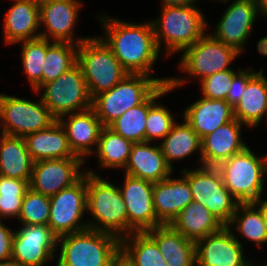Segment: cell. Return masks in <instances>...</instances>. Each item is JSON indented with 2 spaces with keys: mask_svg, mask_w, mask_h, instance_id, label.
<instances>
[{
  "mask_svg": "<svg viewBox=\"0 0 267 266\" xmlns=\"http://www.w3.org/2000/svg\"><path fill=\"white\" fill-rule=\"evenodd\" d=\"M103 33L99 36L112 49L122 67L129 74H145L156 78L161 84L169 83L170 75L159 77L157 62L163 57L159 51L151 20L129 21L108 15L106 10L96 15ZM155 73V74H154ZM155 75V76H154Z\"/></svg>",
  "mask_w": 267,
  "mask_h": 266,
  "instance_id": "obj_1",
  "label": "cell"
},
{
  "mask_svg": "<svg viewBox=\"0 0 267 266\" xmlns=\"http://www.w3.org/2000/svg\"><path fill=\"white\" fill-rule=\"evenodd\" d=\"M199 6H160V14L151 19L157 47L165 59L180 54L208 32L210 23Z\"/></svg>",
  "mask_w": 267,
  "mask_h": 266,
  "instance_id": "obj_2",
  "label": "cell"
},
{
  "mask_svg": "<svg viewBox=\"0 0 267 266\" xmlns=\"http://www.w3.org/2000/svg\"><path fill=\"white\" fill-rule=\"evenodd\" d=\"M87 168V225L91 230L107 232L119 239L129 235L128 212L118 184ZM103 176V177H102Z\"/></svg>",
  "mask_w": 267,
  "mask_h": 266,
  "instance_id": "obj_3",
  "label": "cell"
},
{
  "mask_svg": "<svg viewBox=\"0 0 267 266\" xmlns=\"http://www.w3.org/2000/svg\"><path fill=\"white\" fill-rule=\"evenodd\" d=\"M242 55L236 48L220 42L207 32L180 53L176 66L180 71L178 73L184 74L170 76V89L175 92L194 80L199 82L217 72L235 69L232 65L237 58L243 57Z\"/></svg>",
  "mask_w": 267,
  "mask_h": 266,
  "instance_id": "obj_4",
  "label": "cell"
},
{
  "mask_svg": "<svg viewBox=\"0 0 267 266\" xmlns=\"http://www.w3.org/2000/svg\"><path fill=\"white\" fill-rule=\"evenodd\" d=\"M120 255V239L87 229L58 237L53 266H111Z\"/></svg>",
  "mask_w": 267,
  "mask_h": 266,
  "instance_id": "obj_5",
  "label": "cell"
},
{
  "mask_svg": "<svg viewBox=\"0 0 267 266\" xmlns=\"http://www.w3.org/2000/svg\"><path fill=\"white\" fill-rule=\"evenodd\" d=\"M260 154L249 145L217 166L224 185L239 203H254L266 196V161Z\"/></svg>",
  "mask_w": 267,
  "mask_h": 266,
  "instance_id": "obj_6",
  "label": "cell"
},
{
  "mask_svg": "<svg viewBox=\"0 0 267 266\" xmlns=\"http://www.w3.org/2000/svg\"><path fill=\"white\" fill-rule=\"evenodd\" d=\"M78 64L82 68L92 99L110 90L129 74L112 49L96 34L79 44Z\"/></svg>",
  "mask_w": 267,
  "mask_h": 266,
  "instance_id": "obj_7",
  "label": "cell"
},
{
  "mask_svg": "<svg viewBox=\"0 0 267 266\" xmlns=\"http://www.w3.org/2000/svg\"><path fill=\"white\" fill-rule=\"evenodd\" d=\"M160 85L152 76L127 74L110 90L95 96L92 108L102 125L108 127L128 109L142 104Z\"/></svg>",
  "mask_w": 267,
  "mask_h": 266,
  "instance_id": "obj_8",
  "label": "cell"
},
{
  "mask_svg": "<svg viewBox=\"0 0 267 266\" xmlns=\"http://www.w3.org/2000/svg\"><path fill=\"white\" fill-rule=\"evenodd\" d=\"M189 182L193 201L204 205L224 226L234 215L239 202L224 185L221 172L214 166H185L178 172Z\"/></svg>",
  "mask_w": 267,
  "mask_h": 266,
  "instance_id": "obj_9",
  "label": "cell"
},
{
  "mask_svg": "<svg viewBox=\"0 0 267 266\" xmlns=\"http://www.w3.org/2000/svg\"><path fill=\"white\" fill-rule=\"evenodd\" d=\"M32 94L37 100L0 93V133L25 137L44 130L57 121L42 102L38 92L33 90Z\"/></svg>",
  "mask_w": 267,
  "mask_h": 266,
  "instance_id": "obj_10",
  "label": "cell"
},
{
  "mask_svg": "<svg viewBox=\"0 0 267 266\" xmlns=\"http://www.w3.org/2000/svg\"><path fill=\"white\" fill-rule=\"evenodd\" d=\"M37 92L57 120L92 107V98L78 63L57 79L43 84Z\"/></svg>",
  "mask_w": 267,
  "mask_h": 266,
  "instance_id": "obj_11",
  "label": "cell"
},
{
  "mask_svg": "<svg viewBox=\"0 0 267 266\" xmlns=\"http://www.w3.org/2000/svg\"><path fill=\"white\" fill-rule=\"evenodd\" d=\"M87 171L72 186L50 196L48 226L57 236L89 229L87 225Z\"/></svg>",
  "mask_w": 267,
  "mask_h": 266,
  "instance_id": "obj_12",
  "label": "cell"
},
{
  "mask_svg": "<svg viewBox=\"0 0 267 266\" xmlns=\"http://www.w3.org/2000/svg\"><path fill=\"white\" fill-rule=\"evenodd\" d=\"M221 4L228 5L214 27L208 26V31L215 39L246 55V44L251 41L260 18L257 0H225Z\"/></svg>",
  "mask_w": 267,
  "mask_h": 266,
  "instance_id": "obj_13",
  "label": "cell"
},
{
  "mask_svg": "<svg viewBox=\"0 0 267 266\" xmlns=\"http://www.w3.org/2000/svg\"><path fill=\"white\" fill-rule=\"evenodd\" d=\"M83 0H46L39 5L40 37L79 45L91 35L76 34ZM43 29V30H42Z\"/></svg>",
  "mask_w": 267,
  "mask_h": 266,
  "instance_id": "obj_14",
  "label": "cell"
},
{
  "mask_svg": "<svg viewBox=\"0 0 267 266\" xmlns=\"http://www.w3.org/2000/svg\"><path fill=\"white\" fill-rule=\"evenodd\" d=\"M18 225H15L11 258L23 266H48L55 262L58 237L50 227Z\"/></svg>",
  "mask_w": 267,
  "mask_h": 266,
  "instance_id": "obj_15",
  "label": "cell"
},
{
  "mask_svg": "<svg viewBox=\"0 0 267 266\" xmlns=\"http://www.w3.org/2000/svg\"><path fill=\"white\" fill-rule=\"evenodd\" d=\"M82 158L40 160L33 163L30 188L46 196L57 194L76 183L86 172Z\"/></svg>",
  "mask_w": 267,
  "mask_h": 266,
  "instance_id": "obj_16",
  "label": "cell"
},
{
  "mask_svg": "<svg viewBox=\"0 0 267 266\" xmlns=\"http://www.w3.org/2000/svg\"><path fill=\"white\" fill-rule=\"evenodd\" d=\"M122 176L123 181L118 187L128 212L129 235L162 225L157 220L153 206L154 183L125 173Z\"/></svg>",
  "mask_w": 267,
  "mask_h": 266,
  "instance_id": "obj_17",
  "label": "cell"
},
{
  "mask_svg": "<svg viewBox=\"0 0 267 266\" xmlns=\"http://www.w3.org/2000/svg\"><path fill=\"white\" fill-rule=\"evenodd\" d=\"M227 226L195 242L196 266H246L250 259Z\"/></svg>",
  "mask_w": 267,
  "mask_h": 266,
  "instance_id": "obj_18",
  "label": "cell"
},
{
  "mask_svg": "<svg viewBox=\"0 0 267 266\" xmlns=\"http://www.w3.org/2000/svg\"><path fill=\"white\" fill-rule=\"evenodd\" d=\"M58 121L66 132L72 151L86 162V166H89L87 163L97 149L100 133L104 127L95 110L91 107L67 114Z\"/></svg>",
  "mask_w": 267,
  "mask_h": 266,
  "instance_id": "obj_19",
  "label": "cell"
},
{
  "mask_svg": "<svg viewBox=\"0 0 267 266\" xmlns=\"http://www.w3.org/2000/svg\"><path fill=\"white\" fill-rule=\"evenodd\" d=\"M250 130L237 119L220 126L201 139L202 166L217 167L232 155L243 151L248 145L243 130Z\"/></svg>",
  "mask_w": 267,
  "mask_h": 266,
  "instance_id": "obj_20",
  "label": "cell"
},
{
  "mask_svg": "<svg viewBox=\"0 0 267 266\" xmlns=\"http://www.w3.org/2000/svg\"><path fill=\"white\" fill-rule=\"evenodd\" d=\"M8 7L2 18V35L4 46L40 37L39 5L26 0H8ZM13 3V4H12Z\"/></svg>",
  "mask_w": 267,
  "mask_h": 266,
  "instance_id": "obj_21",
  "label": "cell"
},
{
  "mask_svg": "<svg viewBox=\"0 0 267 266\" xmlns=\"http://www.w3.org/2000/svg\"><path fill=\"white\" fill-rule=\"evenodd\" d=\"M175 172L165 180L153 184V206L157 220L162 225L171 224L178 214L193 201L189 182Z\"/></svg>",
  "mask_w": 267,
  "mask_h": 266,
  "instance_id": "obj_22",
  "label": "cell"
},
{
  "mask_svg": "<svg viewBox=\"0 0 267 266\" xmlns=\"http://www.w3.org/2000/svg\"><path fill=\"white\" fill-rule=\"evenodd\" d=\"M185 107L180 116L192 127L200 139L234 119L233 107L226 100L200 96Z\"/></svg>",
  "mask_w": 267,
  "mask_h": 266,
  "instance_id": "obj_23",
  "label": "cell"
},
{
  "mask_svg": "<svg viewBox=\"0 0 267 266\" xmlns=\"http://www.w3.org/2000/svg\"><path fill=\"white\" fill-rule=\"evenodd\" d=\"M175 171L167 164L159 143H133L130 157L122 173L150 182H159Z\"/></svg>",
  "mask_w": 267,
  "mask_h": 266,
  "instance_id": "obj_24",
  "label": "cell"
},
{
  "mask_svg": "<svg viewBox=\"0 0 267 266\" xmlns=\"http://www.w3.org/2000/svg\"><path fill=\"white\" fill-rule=\"evenodd\" d=\"M247 82L241 99L233 108L234 118L252 131L265 122L267 113V76L263 65ZM265 120V121H264Z\"/></svg>",
  "mask_w": 267,
  "mask_h": 266,
  "instance_id": "obj_25",
  "label": "cell"
},
{
  "mask_svg": "<svg viewBox=\"0 0 267 266\" xmlns=\"http://www.w3.org/2000/svg\"><path fill=\"white\" fill-rule=\"evenodd\" d=\"M180 121L173 124L170 132L159 143L165 160L173 171L177 170L175 162L184 163L190 156L194 158V154L197 156L196 167L202 166L201 139L183 117Z\"/></svg>",
  "mask_w": 267,
  "mask_h": 266,
  "instance_id": "obj_26",
  "label": "cell"
},
{
  "mask_svg": "<svg viewBox=\"0 0 267 266\" xmlns=\"http://www.w3.org/2000/svg\"><path fill=\"white\" fill-rule=\"evenodd\" d=\"M24 139L33 162L81 158L72 151L66 132L58 120L44 130L26 135Z\"/></svg>",
  "mask_w": 267,
  "mask_h": 266,
  "instance_id": "obj_27",
  "label": "cell"
},
{
  "mask_svg": "<svg viewBox=\"0 0 267 266\" xmlns=\"http://www.w3.org/2000/svg\"><path fill=\"white\" fill-rule=\"evenodd\" d=\"M227 227L243 247L247 248V245L245 246L247 241L248 246L254 244L257 249H265L267 226L260 209L254 203H239Z\"/></svg>",
  "mask_w": 267,
  "mask_h": 266,
  "instance_id": "obj_28",
  "label": "cell"
},
{
  "mask_svg": "<svg viewBox=\"0 0 267 266\" xmlns=\"http://www.w3.org/2000/svg\"><path fill=\"white\" fill-rule=\"evenodd\" d=\"M173 90L169 83L161 84L142 104L124 112L108 127L132 143L145 142L146 119L148 109L160 97H167Z\"/></svg>",
  "mask_w": 267,
  "mask_h": 266,
  "instance_id": "obj_29",
  "label": "cell"
},
{
  "mask_svg": "<svg viewBox=\"0 0 267 266\" xmlns=\"http://www.w3.org/2000/svg\"><path fill=\"white\" fill-rule=\"evenodd\" d=\"M33 160L24 137L0 133V175L20 180H30Z\"/></svg>",
  "mask_w": 267,
  "mask_h": 266,
  "instance_id": "obj_30",
  "label": "cell"
},
{
  "mask_svg": "<svg viewBox=\"0 0 267 266\" xmlns=\"http://www.w3.org/2000/svg\"><path fill=\"white\" fill-rule=\"evenodd\" d=\"M191 241L219 231L224 225L201 203H189L170 224Z\"/></svg>",
  "mask_w": 267,
  "mask_h": 266,
  "instance_id": "obj_31",
  "label": "cell"
},
{
  "mask_svg": "<svg viewBox=\"0 0 267 266\" xmlns=\"http://www.w3.org/2000/svg\"><path fill=\"white\" fill-rule=\"evenodd\" d=\"M133 143L120 134L114 132L109 127H103L98 140L96 151L91 155L97 160L100 171L122 172L129 160Z\"/></svg>",
  "mask_w": 267,
  "mask_h": 266,
  "instance_id": "obj_32",
  "label": "cell"
},
{
  "mask_svg": "<svg viewBox=\"0 0 267 266\" xmlns=\"http://www.w3.org/2000/svg\"><path fill=\"white\" fill-rule=\"evenodd\" d=\"M120 254L131 266H167L155 240L147 232L120 239Z\"/></svg>",
  "mask_w": 267,
  "mask_h": 266,
  "instance_id": "obj_33",
  "label": "cell"
},
{
  "mask_svg": "<svg viewBox=\"0 0 267 266\" xmlns=\"http://www.w3.org/2000/svg\"><path fill=\"white\" fill-rule=\"evenodd\" d=\"M79 45L46 39V56L43 64L42 85L57 79L78 63Z\"/></svg>",
  "mask_w": 267,
  "mask_h": 266,
  "instance_id": "obj_34",
  "label": "cell"
},
{
  "mask_svg": "<svg viewBox=\"0 0 267 266\" xmlns=\"http://www.w3.org/2000/svg\"><path fill=\"white\" fill-rule=\"evenodd\" d=\"M21 46L19 53L20 64H22L23 75L29 85L30 91H37L42 86V72L44 59L46 56V39L36 38L31 40L20 41Z\"/></svg>",
  "mask_w": 267,
  "mask_h": 266,
  "instance_id": "obj_35",
  "label": "cell"
},
{
  "mask_svg": "<svg viewBox=\"0 0 267 266\" xmlns=\"http://www.w3.org/2000/svg\"><path fill=\"white\" fill-rule=\"evenodd\" d=\"M156 242L162 257L168 262L176 256H196L195 242L187 239L170 224L146 231Z\"/></svg>",
  "mask_w": 267,
  "mask_h": 266,
  "instance_id": "obj_36",
  "label": "cell"
},
{
  "mask_svg": "<svg viewBox=\"0 0 267 266\" xmlns=\"http://www.w3.org/2000/svg\"><path fill=\"white\" fill-rule=\"evenodd\" d=\"M29 182L30 180L13 179L0 175V220H18L22 200L30 188Z\"/></svg>",
  "mask_w": 267,
  "mask_h": 266,
  "instance_id": "obj_37",
  "label": "cell"
},
{
  "mask_svg": "<svg viewBox=\"0 0 267 266\" xmlns=\"http://www.w3.org/2000/svg\"><path fill=\"white\" fill-rule=\"evenodd\" d=\"M160 97L149 109L146 119L145 142L160 143L177 121L171 108ZM160 100V101H159Z\"/></svg>",
  "mask_w": 267,
  "mask_h": 266,
  "instance_id": "obj_38",
  "label": "cell"
},
{
  "mask_svg": "<svg viewBox=\"0 0 267 266\" xmlns=\"http://www.w3.org/2000/svg\"><path fill=\"white\" fill-rule=\"evenodd\" d=\"M49 217L50 197L29 188L22 200L18 223L25 225H48Z\"/></svg>",
  "mask_w": 267,
  "mask_h": 266,
  "instance_id": "obj_39",
  "label": "cell"
},
{
  "mask_svg": "<svg viewBox=\"0 0 267 266\" xmlns=\"http://www.w3.org/2000/svg\"><path fill=\"white\" fill-rule=\"evenodd\" d=\"M242 68L229 69L217 72L199 81V89L202 97L214 100H226L232 85L233 76Z\"/></svg>",
  "mask_w": 267,
  "mask_h": 266,
  "instance_id": "obj_40",
  "label": "cell"
},
{
  "mask_svg": "<svg viewBox=\"0 0 267 266\" xmlns=\"http://www.w3.org/2000/svg\"><path fill=\"white\" fill-rule=\"evenodd\" d=\"M250 65L246 68H241L234 76L232 85L227 94L226 101L234 108L243 95L247 82L259 71Z\"/></svg>",
  "mask_w": 267,
  "mask_h": 266,
  "instance_id": "obj_41",
  "label": "cell"
},
{
  "mask_svg": "<svg viewBox=\"0 0 267 266\" xmlns=\"http://www.w3.org/2000/svg\"><path fill=\"white\" fill-rule=\"evenodd\" d=\"M7 221L0 220V261L12 256V246L15 228L9 227Z\"/></svg>",
  "mask_w": 267,
  "mask_h": 266,
  "instance_id": "obj_42",
  "label": "cell"
},
{
  "mask_svg": "<svg viewBox=\"0 0 267 266\" xmlns=\"http://www.w3.org/2000/svg\"><path fill=\"white\" fill-rule=\"evenodd\" d=\"M167 266H196V256H176L169 259Z\"/></svg>",
  "mask_w": 267,
  "mask_h": 266,
  "instance_id": "obj_43",
  "label": "cell"
},
{
  "mask_svg": "<svg viewBox=\"0 0 267 266\" xmlns=\"http://www.w3.org/2000/svg\"><path fill=\"white\" fill-rule=\"evenodd\" d=\"M159 6H189L198 4L196 0H159Z\"/></svg>",
  "mask_w": 267,
  "mask_h": 266,
  "instance_id": "obj_44",
  "label": "cell"
},
{
  "mask_svg": "<svg viewBox=\"0 0 267 266\" xmlns=\"http://www.w3.org/2000/svg\"><path fill=\"white\" fill-rule=\"evenodd\" d=\"M256 50L263 57H267V34L261 36L256 43Z\"/></svg>",
  "mask_w": 267,
  "mask_h": 266,
  "instance_id": "obj_45",
  "label": "cell"
},
{
  "mask_svg": "<svg viewBox=\"0 0 267 266\" xmlns=\"http://www.w3.org/2000/svg\"><path fill=\"white\" fill-rule=\"evenodd\" d=\"M254 204L260 209L262 216L264 218V222L267 226V196L261 197L259 200L254 202Z\"/></svg>",
  "mask_w": 267,
  "mask_h": 266,
  "instance_id": "obj_46",
  "label": "cell"
},
{
  "mask_svg": "<svg viewBox=\"0 0 267 266\" xmlns=\"http://www.w3.org/2000/svg\"><path fill=\"white\" fill-rule=\"evenodd\" d=\"M260 21L267 20V0H257Z\"/></svg>",
  "mask_w": 267,
  "mask_h": 266,
  "instance_id": "obj_47",
  "label": "cell"
},
{
  "mask_svg": "<svg viewBox=\"0 0 267 266\" xmlns=\"http://www.w3.org/2000/svg\"><path fill=\"white\" fill-rule=\"evenodd\" d=\"M111 266H131V265L120 254L118 258L111 264Z\"/></svg>",
  "mask_w": 267,
  "mask_h": 266,
  "instance_id": "obj_48",
  "label": "cell"
},
{
  "mask_svg": "<svg viewBox=\"0 0 267 266\" xmlns=\"http://www.w3.org/2000/svg\"><path fill=\"white\" fill-rule=\"evenodd\" d=\"M0 266H23L17 260L12 258L4 261H0Z\"/></svg>",
  "mask_w": 267,
  "mask_h": 266,
  "instance_id": "obj_49",
  "label": "cell"
},
{
  "mask_svg": "<svg viewBox=\"0 0 267 266\" xmlns=\"http://www.w3.org/2000/svg\"><path fill=\"white\" fill-rule=\"evenodd\" d=\"M258 263H257V261L254 260V257H253V260L250 257V259L247 261L246 266H267V260H265V259L262 263H260V262H258Z\"/></svg>",
  "mask_w": 267,
  "mask_h": 266,
  "instance_id": "obj_50",
  "label": "cell"
},
{
  "mask_svg": "<svg viewBox=\"0 0 267 266\" xmlns=\"http://www.w3.org/2000/svg\"><path fill=\"white\" fill-rule=\"evenodd\" d=\"M196 1L198 2V4H199V2H201V0H196ZM203 1H205L206 3H208V1H211V2L213 1V3L219 2V4H220V3L224 2L225 0H203Z\"/></svg>",
  "mask_w": 267,
  "mask_h": 266,
  "instance_id": "obj_51",
  "label": "cell"
},
{
  "mask_svg": "<svg viewBox=\"0 0 267 266\" xmlns=\"http://www.w3.org/2000/svg\"><path fill=\"white\" fill-rule=\"evenodd\" d=\"M26 1H32V2H35L38 5H40V4L44 3L46 0H26Z\"/></svg>",
  "mask_w": 267,
  "mask_h": 266,
  "instance_id": "obj_52",
  "label": "cell"
},
{
  "mask_svg": "<svg viewBox=\"0 0 267 266\" xmlns=\"http://www.w3.org/2000/svg\"><path fill=\"white\" fill-rule=\"evenodd\" d=\"M265 155V161H266V176H267V153H264Z\"/></svg>",
  "mask_w": 267,
  "mask_h": 266,
  "instance_id": "obj_53",
  "label": "cell"
}]
</instances>
